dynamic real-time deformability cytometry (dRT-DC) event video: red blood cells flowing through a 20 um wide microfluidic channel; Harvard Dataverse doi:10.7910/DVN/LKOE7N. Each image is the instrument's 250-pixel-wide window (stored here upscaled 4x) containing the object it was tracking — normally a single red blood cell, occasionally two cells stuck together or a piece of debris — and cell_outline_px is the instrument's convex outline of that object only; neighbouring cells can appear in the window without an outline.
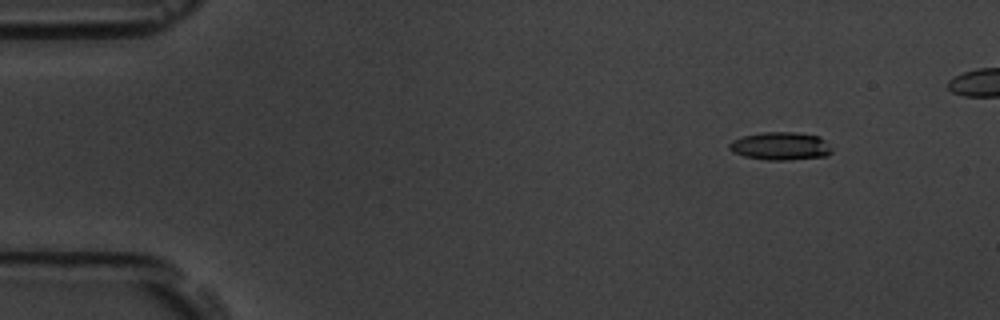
{"species": "common noctule bat (a hibernating species)", "species_latin": "Nyctalus noctula", "temperature_condition": "room temperature", "stored_images_in_passage": 5, "camera_frame_rate_fps": 3000, "um_per_image_px": 0.085, "animal": {"sex": "male", "body_mass_g": 19.5, "forearm_length_mm": 54.6}, "frame": {"image": 1, "passage_image": 2, "time_ms": 1.333, "image_size_px": [1000, 320], "cell_outline_px": [[832, 152], [828, 156], [792, 160], [768, 160], [744, 156], [732, 152], [728, 148], [728, 144], [732, 140], [744, 136], [760, 132], [796, 132], [820, 136], [824, 140]], "centroid_in_image_um": [66.33, 12.42], "position_along_channel_um": 18.7, "area_um2": 16.82}}